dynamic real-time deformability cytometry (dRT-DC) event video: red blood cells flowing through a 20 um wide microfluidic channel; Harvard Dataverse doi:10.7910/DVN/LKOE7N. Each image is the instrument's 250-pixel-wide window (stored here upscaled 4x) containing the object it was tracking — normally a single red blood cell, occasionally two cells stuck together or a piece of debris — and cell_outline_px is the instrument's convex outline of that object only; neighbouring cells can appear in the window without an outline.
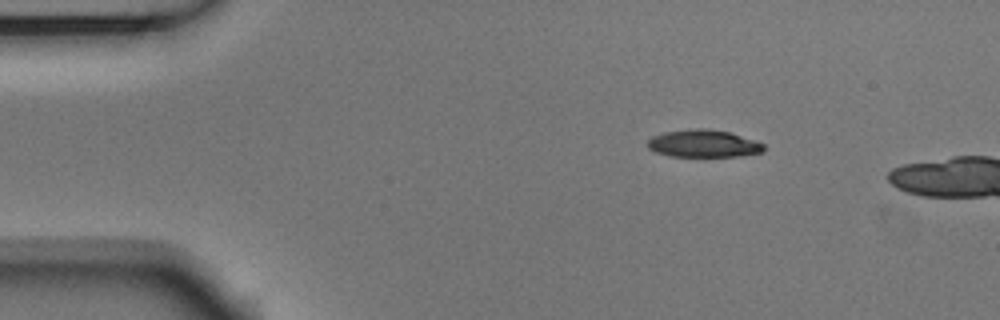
{"species": "Egyptian fruit bat (a non-hibernating species)", "species_latin": "Rousettus aegyptiacus", "temperature_condition": "room temperature", "stored_images_in_passage": 8, "camera_frame_rate_fps": 3000, "um_per_image_px": 0.085, "animal": {"sex": "male"}, "frame": {"image": 1, "passage_image": 1, "time_ms": 0.0, "image_size_px": [1000, 320], "cell_outline_px": [[764, 152], [740, 156], [668, 156], [656, 152], [648, 148], [648, 140], [652, 136], [664, 132], [692, 128], [708, 128], [732, 132], [764, 144]], "centroid_in_image_um": [59.8, 12.19], "position_along_channel_um": 25.2, "area_um2": 18.73}}